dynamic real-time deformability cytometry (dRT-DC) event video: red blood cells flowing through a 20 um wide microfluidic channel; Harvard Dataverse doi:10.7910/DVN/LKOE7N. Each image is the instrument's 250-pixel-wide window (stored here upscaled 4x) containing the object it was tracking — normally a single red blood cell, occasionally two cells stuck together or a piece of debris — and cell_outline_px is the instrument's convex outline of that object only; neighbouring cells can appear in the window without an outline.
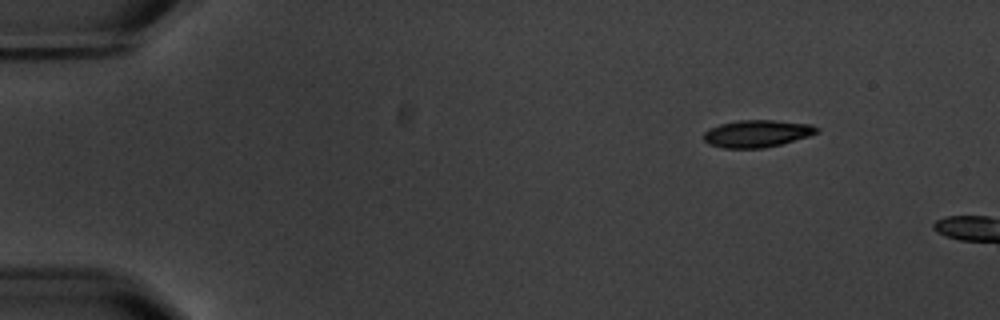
{"species": "common noctule bat (a hibernating species)", "species_latin": "Nyctalus noctula", "temperature_condition": "warm", "stored_images_in_passage": 6, "camera_frame_rate_fps": 3000, "um_per_image_px": 0.085, "animal": {"sex": "male", "body_mass_g": 20.1, "forearm_length_mm": 53.5}, "frame": {"image": 1, "passage_image": 6, "time_ms": 6.667, "image_size_px": [1000, 320], "cell_outline_px": [[820, 132], [808, 136], [780, 144], [764, 148], [724, 148], [708, 144], [704, 140], [704, 132], [708, 128], [720, 124], [740, 120], [776, 120], [812, 124], [820, 128]], "centroid_in_image_um": [64.36, 11.34], "position_along_channel_um": 20.6, "area_um2": 18.03}}